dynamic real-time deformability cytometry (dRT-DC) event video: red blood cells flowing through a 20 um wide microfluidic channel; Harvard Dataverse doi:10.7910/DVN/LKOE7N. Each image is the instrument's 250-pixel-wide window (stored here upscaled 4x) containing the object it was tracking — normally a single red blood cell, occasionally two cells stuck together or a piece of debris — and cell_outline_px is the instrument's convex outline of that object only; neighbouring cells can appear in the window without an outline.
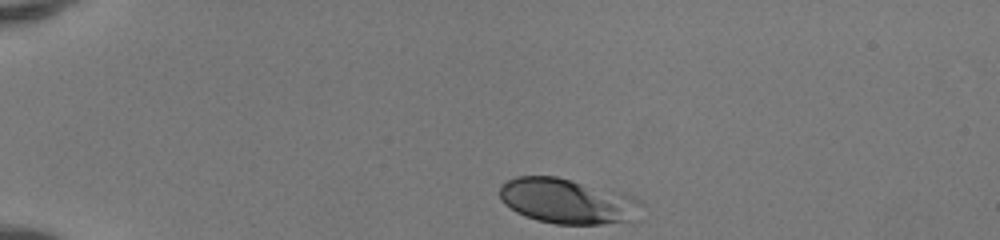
{"species": "human", "species_latin": "Homo sapiens", "temperature_condition": "room temperature", "stored_images_in_passage": 35, "camera_frame_rate_fps": 3000, "um_per_image_px": 0.085, "donor": {"sex": "female"}, "frame": {"image": 1, "passage_image": 1, "time_ms": 0.0, "image_size_px": [1000, 240], "cell_outline_px": [[644, 204], [640, 220], [600, 224], [556, 224], [536, 220], [524, 216], [516, 212], [504, 204], [500, 200], [500, 184], [516, 176], [556, 176], [572, 180], [632, 196], [640, 200]], "centroid_in_image_um": [48.27, 17.12], "position_along_channel_um": 36.7, "area_um2": 37.69}}
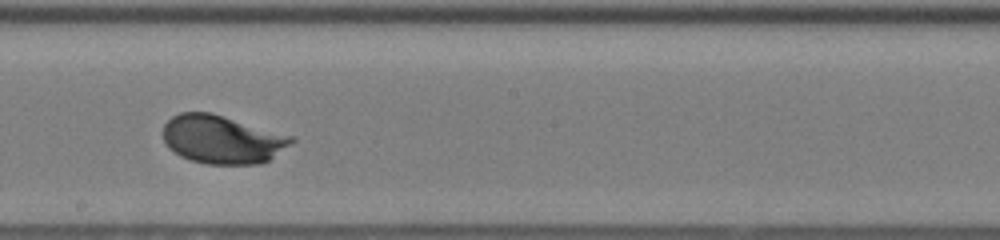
{"frame": {"image": 2, "passage_image": 20, "time_ms": 6.333, "image_size_px": [1000, 240], "cell_outline_px": [[296, 140], [268, 160], [260, 164], [208, 164], [192, 160], [180, 156], [168, 148], [164, 140], [164, 124], [172, 116], [180, 112], [212, 112], [296, 136]], "centroid_in_image_um": [18.91, 11.83], "position_along_channel_um": 229.3, "area_um2": 36.41}}
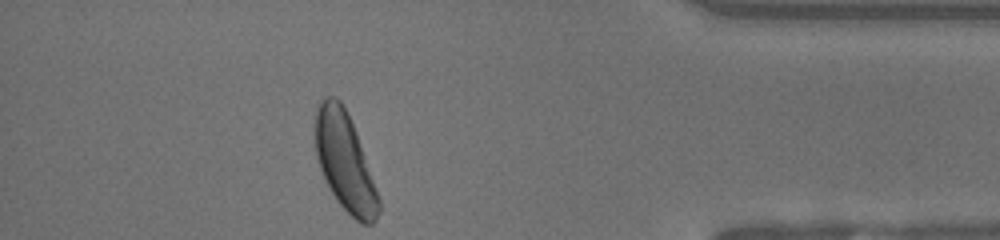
{"frame": {"image": 3, "passage_image": 35, "time_ms": 11.333, "image_size_px": [1000, 240], "cell_outline_px": [[380, 212], [376, 220], [372, 224], [360, 224], [336, 200], [328, 188], [324, 180], [316, 156], [316, 104], [324, 96], [336, 96], [340, 100], [356, 132], [380, 200]], "centroid_in_image_um": [29.3, 13.77], "position_along_channel_um": 405.9, "area_um2": 35.95}, "authors_computed_cell_mechanics": {"area_um2": 35.547, "velocity_mm_per_s": 4.1089, "shape_relaxation_time_tau1_ms": 2.4706, "shape_relaxation_time_tau2_ms": null, "deformation_change_tau1": 0.1449, "deformation_change_tau2": null}}